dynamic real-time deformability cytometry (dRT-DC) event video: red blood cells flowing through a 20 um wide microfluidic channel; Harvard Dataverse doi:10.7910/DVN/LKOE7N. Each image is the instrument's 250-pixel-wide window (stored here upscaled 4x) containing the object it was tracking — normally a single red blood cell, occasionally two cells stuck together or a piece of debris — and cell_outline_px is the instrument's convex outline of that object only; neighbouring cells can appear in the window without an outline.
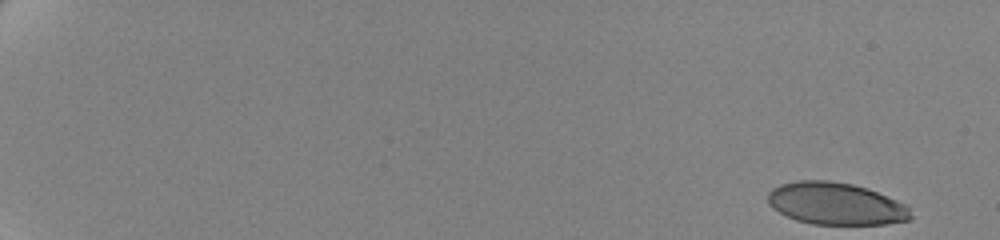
{"species": "human", "species_latin": "Homo sapiens", "temperature_condition": "cold", "stored_images_in_passage": 58, "camera_frame_rate_fps": 3000, "um_per_image_px": 0.085, "donor": {"sex": "female"}, "frame": {"image": 1, "passage_image": 1, "time_ms": 0.0, "image_size_px": [1000, 240], "cell_outline_px": [[912, 216], [908, 220], [888, 224], [812, 224], [796, 220], [772, 208], [768, 204], [768, 192], [772, 188], [780, 184], [800, 180], [828, 180], [852, 184], [868, 188], [908, 204], [912, 208]], "centroid_in_image_um": [71.09, 17.31], "position_along_channel_um": 13.9, "area_um2": 35.49}}
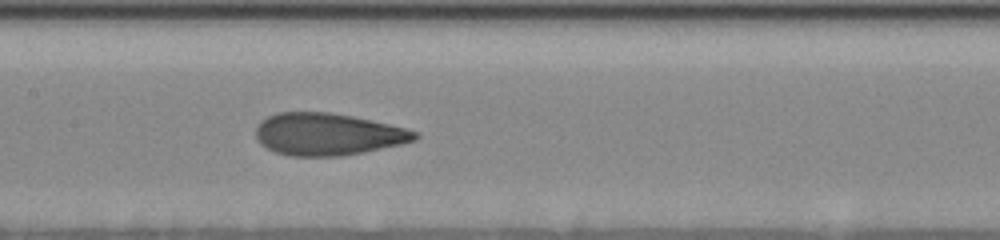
{"frame": {"image": 2, "passage_image": 32, "time_ms": 10.333, "image_size_px": [1000, 240], "cell_outline_px": [[420, 136], [416, 140], [400, 144], [364, 152], [340, 156], [288, 156], [276, 152], [260, 144], [256, 140], [256, 128], [260, 120], [276, 112], [328, 112], [352, 116], [388, 124], [404, 128], [416, 132]], "centroid_in_image_um": [27.81, 11.41], "position_along_channel_um": 179.6, "area_um2": 39.02}}
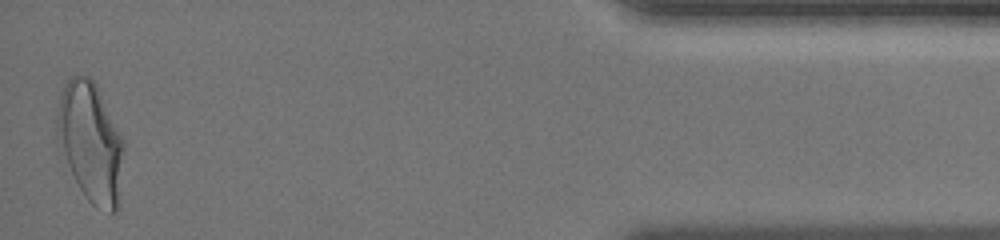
{"frame": {"image": 3, "passage_image": 58, "time_ms": 19.0, "image_size_px": [1000, 240], "cell_outline_px": [[124, 152], [120, 208], [116, 212], [112, 212], [96, 208], [88, 200], [80, 188], [68, 164], [56, 136], [56, 112], [60, 96], [64, 84], [68, 76], [76, 72], [88, 76], [96, 84], [124, 140]], "centroid_in_image_um": [7.72, 12.07], "position_along_channel_um": 427.5, "area_um2": 47.05}, "authors_computed_cell_mechanics": {"area_um2": 38.6971, "velocity_mm_per_s": 3.496, "shape_relaxation_time_tau1_ms": 4.9529, "shape_relaxation_time_tau2_ms": 0.9564, "deformation_change_tau1": 0.1707, "deformation_change_tau2": 0.0708}}